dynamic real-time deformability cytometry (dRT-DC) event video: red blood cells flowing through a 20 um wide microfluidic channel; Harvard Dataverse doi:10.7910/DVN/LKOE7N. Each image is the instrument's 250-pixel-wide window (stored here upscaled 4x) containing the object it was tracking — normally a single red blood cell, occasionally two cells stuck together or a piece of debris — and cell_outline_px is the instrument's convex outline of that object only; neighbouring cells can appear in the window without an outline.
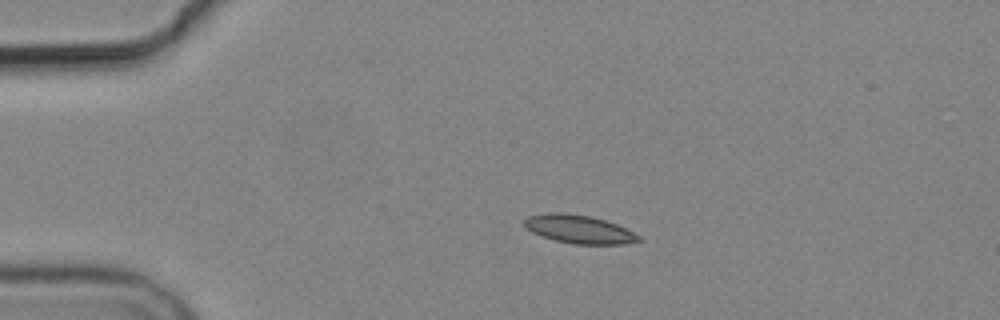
{"species": "common noctule bat (a hibernating species)", "species_latin": "Nyctalus noctula", "temperature_condition": "cold", "stored_images_in_passage": 3, "camera_frame_rate_fps": 3000, "um_per_image_px": 0.085, "animal": {"sex": "male", "body_mass_g": 19.2, "forearm_length_mm": 51.8}, "frame": {"image": 1, "passage_image": 1, "time_ms": 0.0, "image_size_px": [1000, 320], "cell_outline_px": [[644, 240], [624, 244], [576, 244], [556, 240], [532, 232], [524, 224], [524, 220], [528, 216], [548, 212], [564, 212], [588, 216], [604, 220], [616, 224], [640, 236]], "centroid_in_image_um": [49.23, 19.48], "position_along_channel_um": 35.8, "area_um2": 18.61}}
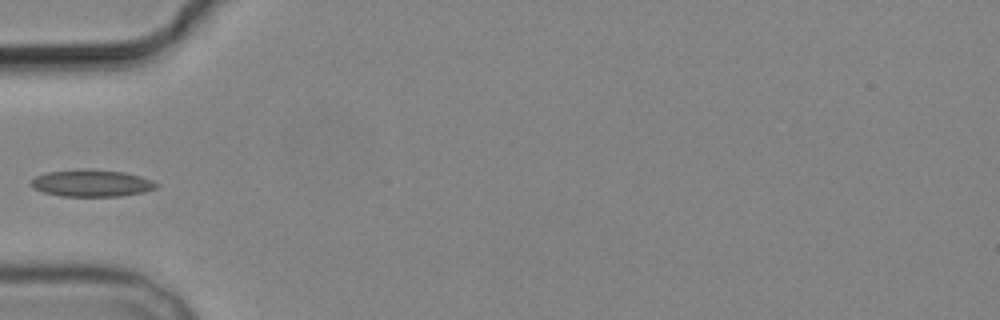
{"frame": {"image": 2, "passage_image": 3, "time_ms": 2.333, "image_size_px": [1000, 320], "cell_outline_px": [[160, 184], [156, 188], [144, 192], [120, 196], [60, 196], [44, 192], [32, 188], [28, 184], [36, 176], [48, 172], [76, 168], [88, 168], [124, 172], [140, 176], [152, 180]], "centroid_in_image_um": [7.77, 15.55], "position_along_channel_um": 77.2, "area_um2": 20.0}}